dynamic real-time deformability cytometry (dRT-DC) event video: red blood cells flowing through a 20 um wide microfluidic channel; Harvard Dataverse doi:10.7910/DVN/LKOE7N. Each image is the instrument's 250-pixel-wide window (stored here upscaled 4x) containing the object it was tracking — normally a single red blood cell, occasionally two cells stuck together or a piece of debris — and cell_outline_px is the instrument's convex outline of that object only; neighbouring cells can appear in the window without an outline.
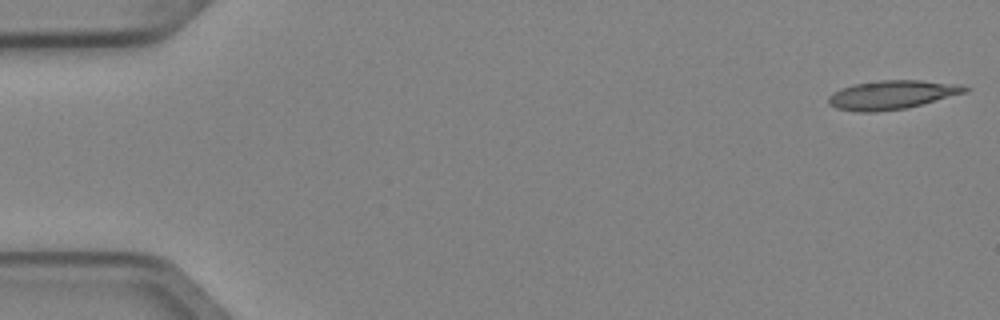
{"species": "Egyptian fruit bat (a non-hibernating species)", "species_latin": "Rousettus aegyptiacus", "temperature_condition": "cold", "stored_images_in_passage": 4, "camera_frame_rate_fps": 3000, "um_per_image_px": 0.085, "animal": {"sex": "female"}, "frame": {"image": 1, "passage_image": 1, "time_ms": 0.0, "image_size_px": [1000, 320], "cell_outline_px": [[968, 92], [904, 108], [876, 112], [860, 112], [836, 108], [828, 104], [828, 96], [832, 92], [840, 88], [852, 84], [880, 80], [920, 80], [960, 84], [968, 88]], "centroid_in_image_um": [75.76, 8.05], "position_along_channel_um": 9.2, "area_um2": 22.89}}
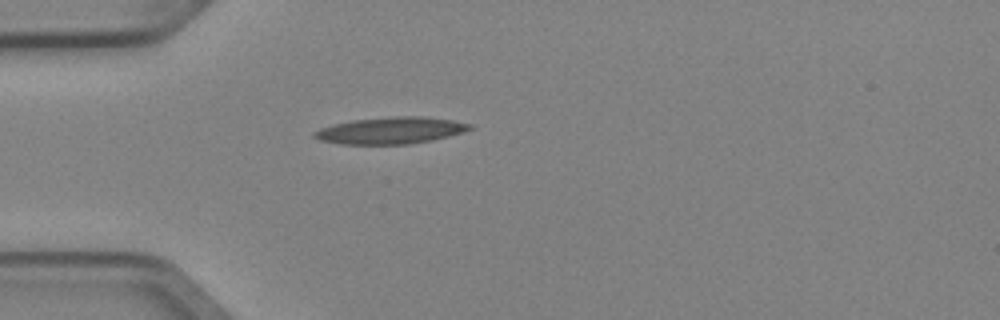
{"frame": {"image": 2, "passage_image": 4, "time_ms": 1.0, "image_size_px": [1000, 320], "cell_outline_px": [[472, 128], [464, 132], [432, 140], [408, 144], [340, 144], [320, 140], [312, 136], [312, 132], [320, 128], [332, 124], [352, 120], [392, 116], [424, 116], [452, 120], [472, 124]], "centroid_in_image_um": [33.18, 11.08], "position_along_channel_um": 51.8, "area_um2": 24.33}}